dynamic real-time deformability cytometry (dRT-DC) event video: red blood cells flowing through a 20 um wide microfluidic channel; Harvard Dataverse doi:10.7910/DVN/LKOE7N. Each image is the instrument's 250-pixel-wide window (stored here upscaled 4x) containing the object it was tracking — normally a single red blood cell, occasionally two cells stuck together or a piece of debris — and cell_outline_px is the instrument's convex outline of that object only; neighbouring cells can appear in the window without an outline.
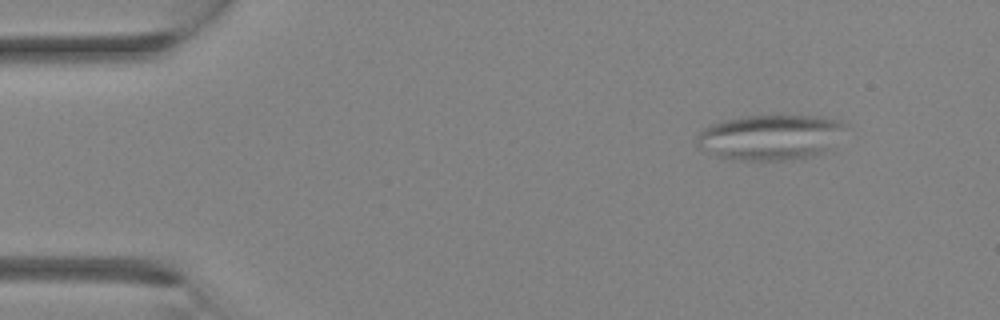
{"species": "Egyptian fruit bat (a non-hibernating species)", "species_latin": "Rousettus aegyptiacus", "temperature_condition": "room temperature", "stored_images_in_passage": 20, "camera_frame_rate_fps": 3000, "um_per_image_px": 0.085, "animal": {"sex": "female"}, "frame": {"image": 1, "passage_image": 4, "time_ms": 1.0, "image_size_px": [1000, 320], "cell_outline_px": [[844, 124], [832, 148], [816, 156], [792, 160], [732, 160], [716, 156], [696, 148], [696, 136], [704, 128], [712, 124], [724, 120], [740, 116], [820, 116], [840, 120]], "centroid_in_image_um": [65.42, 11.68], "position_along_channel_um": 19.6, "area_um2": 39.59}}
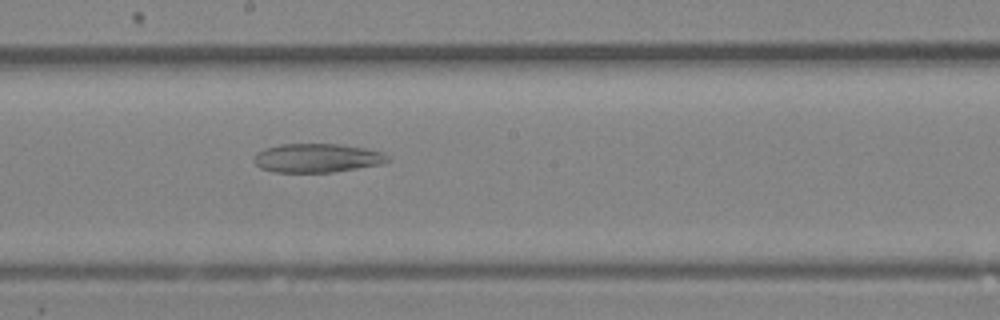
{"frame": {"image": 2, "passage_image": 18, "time_ms": 5.667, "image_size_px": [1000, 320], "cell_outline_px": [[392, 160], [384, 164], [332, 172], [276, 172], [260, 168], [252, 160], [256, 152], [264, 148], [280, 144], [340, 144], [364, 148], [384, 152]], "centroid_in_image_um": [26.97, 13.43], "position_along_channel_um": 221.2, "area_um2": 22.72}}
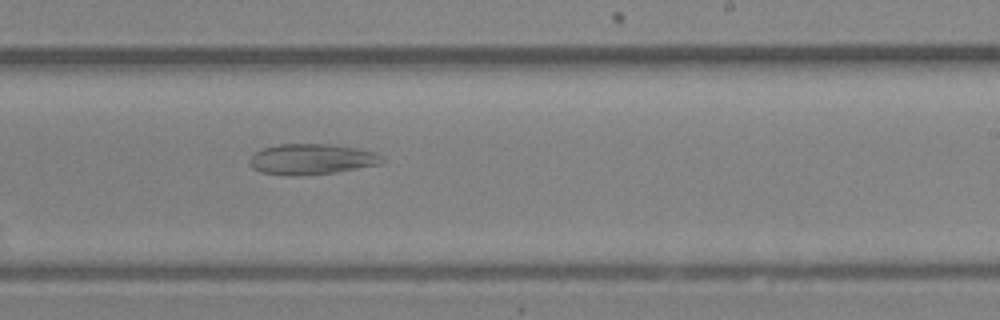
{"frame": {"image": 3, "passage_image": 20, "time_ms": 6.333, "image_size_px": [1000, 320], "cell_outline_px": [[384, 160], [380, 164], [336, 172], [292, 176], [288, 176], [260, 172], [252, 168], [248, 164], [248, 160], [256, 152], [264, 148], [280, 144], [332, 144], [356, 148], [376, 152], [384, 156]], "centroid_in_image_um": [26.48, 13.53], "position_along_channel_um": 262.5, "area_um2": 23.76}}